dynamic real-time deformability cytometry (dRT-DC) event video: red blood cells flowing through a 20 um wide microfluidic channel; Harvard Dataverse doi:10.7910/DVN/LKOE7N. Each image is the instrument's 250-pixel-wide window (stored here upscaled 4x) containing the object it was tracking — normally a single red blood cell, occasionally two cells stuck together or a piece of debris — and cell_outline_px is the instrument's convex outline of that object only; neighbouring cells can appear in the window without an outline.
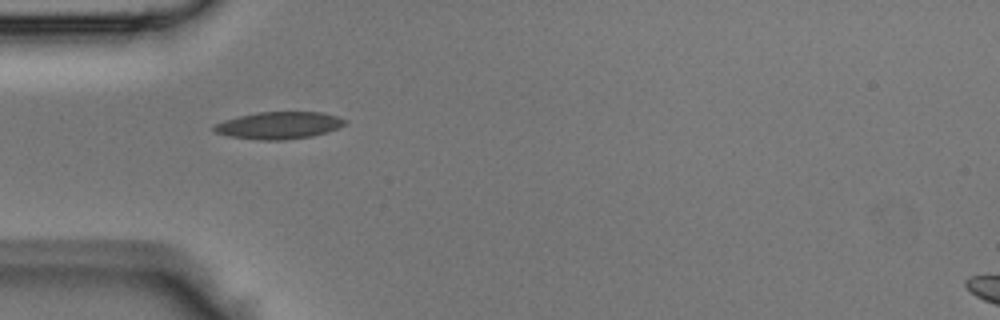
{"species": "Egyptian fruit bat (a non-hibernating species)", "species_latin": "Rousettus aegyptiacus", "temperature_condition": "room temperature", "stored_images_in_passage": 29, "camera_frame_rate_fps": 3000, "um_per_image_px": 0.085, "animal": {"sex": "male"}, "frame": {"image": 1, "passage_image": 1, "time_ms": 0.0, "image_size_px": [1000, 320], "cell_outline_px": [[348, 124], [328, 132], [312, 136], [284, 140], [260, 140], [228, 136], [216, 132], [212, 128], [212, 124], [224, 120], [240, 116], [260, 112], [320, 112], [336, 116], [348, 120]], "centroid_in_image_um": [23.73, 10.66], "position_along_channel_um": 61.3, "area_um2": 20.81}}
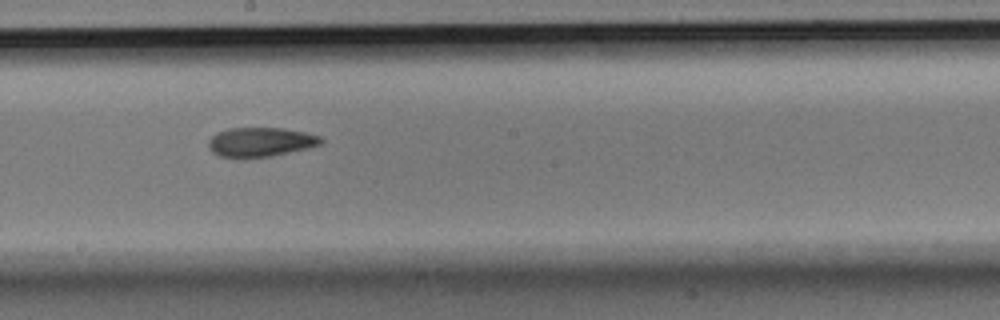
{"frame": {"image": 2, "passage_image": 12, "time_ms": 3.667, "image_size_px": [1000, 320], "cell_outline_px": [[324, 140], [320, 144], [308, 148], [272, 156], [244, 160], [240, 160], [220, 156], [212, 152], [208, 148], [208, 140], [216, 132], [228, 128], [284, 128], [304, 132], [320, 136]], "centroid_in_image_um": [22.09, 12.1], "position_along_channel_um": 226.1, "area_um2": 19.77}}
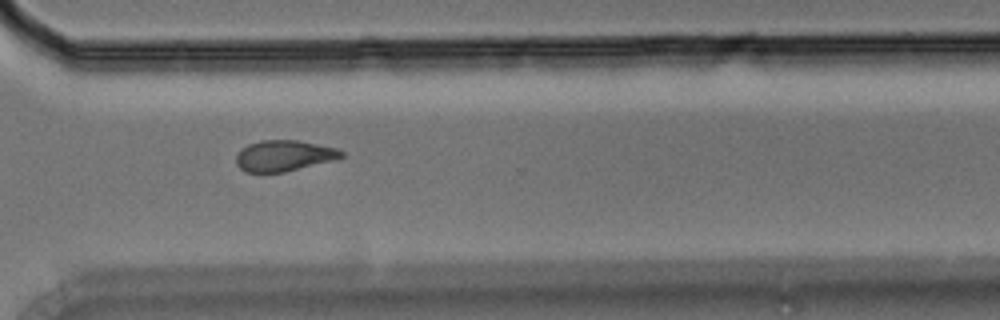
{"frame": {"image": 3, "passage_image": 20, "time_ms": 6.333, "image_size_px": [1000, 320], "cell_outline_px": [[344, 156], [336, 160], [284, 172], [244, 172], [236, 164], [236, 156], [248, 144], [260, 140], [296, 140], [336, 148], [344, 152]], "centroid_in_image_um": [24.15, 13.24], "position_along_channel_um": 346.4, "area_um2": 18.9}}